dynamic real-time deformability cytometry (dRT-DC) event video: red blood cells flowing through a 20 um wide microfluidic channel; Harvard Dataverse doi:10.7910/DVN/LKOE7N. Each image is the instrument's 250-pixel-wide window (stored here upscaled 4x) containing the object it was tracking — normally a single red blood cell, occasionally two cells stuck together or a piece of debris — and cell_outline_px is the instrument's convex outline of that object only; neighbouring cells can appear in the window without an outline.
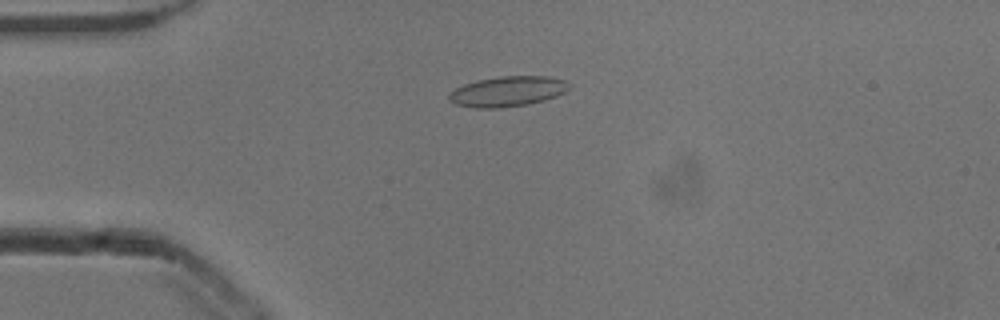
{"species": "common noctule bat (a hibernating species)", "species_latin": "Nyctalus noctula", "temperature_condition": "cold", "stored_images_in_passage": 37, "camera_frame_rate_fps": 3000, "um_per_image_px": 0.085, "animal": {"sex": "male", "body_mass_g": 13.3}, "frame": {"image": 1, "passage_image": 2, "time_ms": 0.333, "image_size_px": [1000, 320], "cell_outline_px": [[572, 84], [564, 92], [556, 96], [544, 100], [524, 104], [496, 108], [472, 108], [456, 104], [448, 100], [448, 96], [456, 88], [464, 84], [476, 80], [500, 76], [548, 76], [564, 80]], "centroid_in_image_um": [43.13, 7.76], "position_along_channel_um": 41.9, "area_um2": 21.04}}
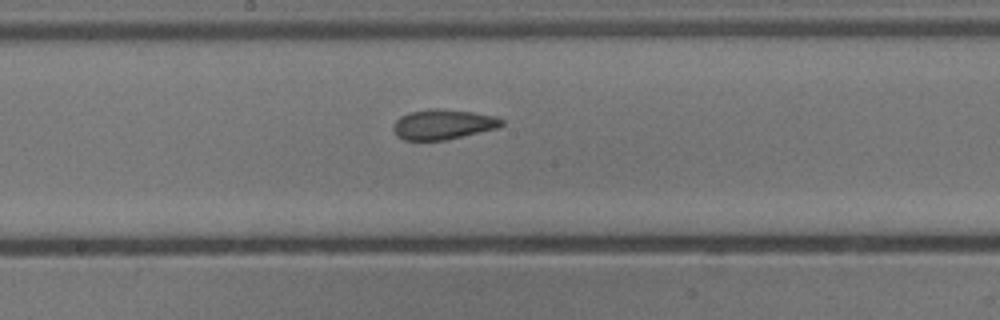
{"frame": {"image": 2, "passage_image": 17, "time_ms": 5.333, "image_size_px": [1000, 320], "cell_outline_px": [[504, 124], [500, 128], [444, 140], [404, 140], [396, 136], [392, 128], [396, 120], [400, 116], [408, 112], [428, 108], [436, 108], [472, 112], [496, 116], [504, 120]], "centroid_in_image_um": [37.66, 10.57], "position_along_channel_um": 210.5, "area_um2": 19.19}}
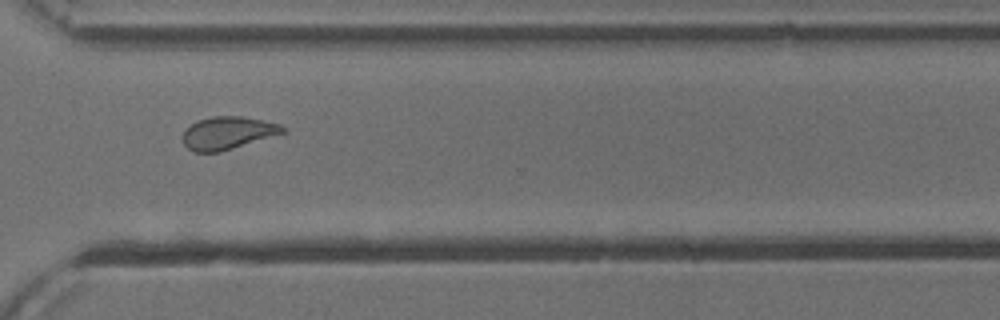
{"frame": {"image": 3, "passage_image": 28, "time_ms": 9.0, "image_size_px": [1000, 320], "cell_outline_px": [[288, 132], [220, 152], [192, 152], [184, 144], [184, 128], [200, 120], [212, 116], [244, 116], [280, 124], [288, 128]], "centroid_in_image_um": [19.41, 11.3], "position_along_channel_um": 351.2, "area_um2": 19.19}, "authors_computed_cell_mechanics": {"area_um2": 19.4786, "velocity_mm_per_s": 3.8457, "shape_relaxation_time_tau1_ms": 10.3595, "shape_relaxation_time_tau2_ms": 2.6415, "deformation_change_tau1": 0.1698, "deformation_change_tau2": 0.0739}}